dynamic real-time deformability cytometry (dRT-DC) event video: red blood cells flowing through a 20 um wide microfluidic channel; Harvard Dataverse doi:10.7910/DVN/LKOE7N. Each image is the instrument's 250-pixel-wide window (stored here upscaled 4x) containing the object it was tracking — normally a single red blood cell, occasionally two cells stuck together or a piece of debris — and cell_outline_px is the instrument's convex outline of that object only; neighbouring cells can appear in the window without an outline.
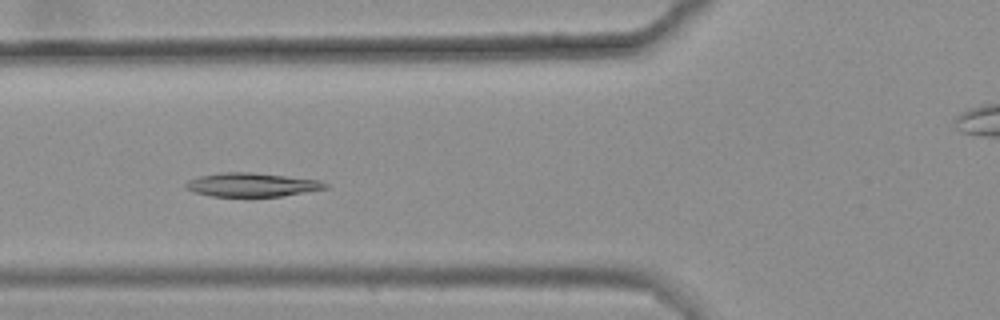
{"species": "common noctule bat (a hibernating species)", "species_latin": "Nyctalus noctula", "temperature_condition": "warm", "stored_images_in_passage": 10, "camera_frame_rate_fps": 3000, "um_per_image_px": 0.085, "animal": {"sex": "female", "body_mass_g": 25.1}, "frame": {"image": 1, "passage_image": 5, "time_ms": 1.333, "image_size_px": [1000, 320], "cell_outline_px": [[328, 188], [280, 196], [212, 196], [196, 192], [184, 188], [184, 184], [188, 180], [200, 176], [224, 172], [252, 172], [320, 180], [328, 184]], "centroid_in_image_um": [21.4, 15.7], "position_along_channel_um": 104.4, "area_um2": 19.13}}
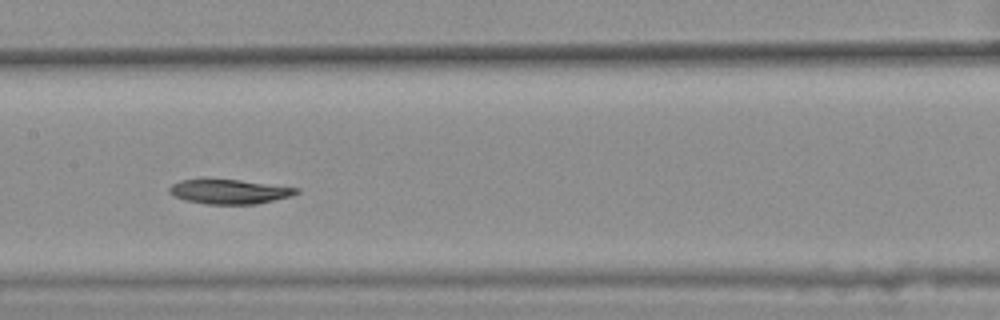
{"frame": {"image": 2, "passage_image": 7, "time_ms": 2.0, "image_size_px": [1000, 320], "cell_outline_px": [[300, 192], [292, 196], [256, 204], [208, 204], [184, 200], [168, 192], [168, 188], [172, 184], [180, 180], [200, 176], [240, 180], [300, 188]], "centroid_in_image_um": [19.44, 16.24], "position_along_channel_um": 188.0, "area_um2": 18.84}}
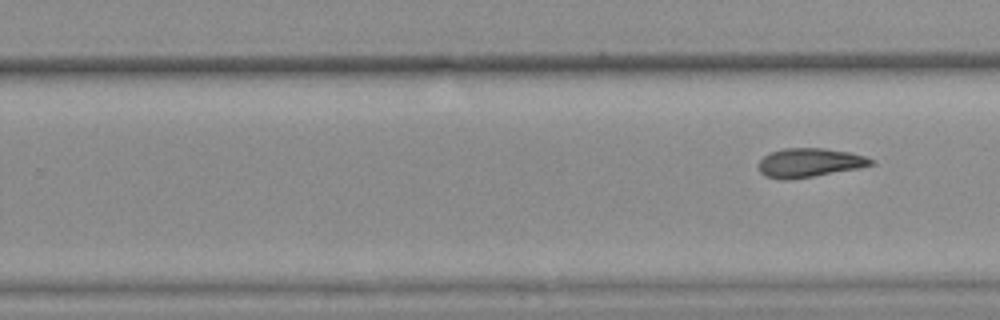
{"frame": {"image": 3, "passage_image": 10, "time_ms": 3.0, "image_size_px": [1000, 320], "cell_outline_px": [[876, 164], [860, 168], [792, 180], [776, 180], [764, 176], [760, 172], [760, 160], [764, 156], [772, 152], [784, 148], [824, 148], [848, 152], [864, 156], [876, 160]], "centroid_in_image_um": [68.83, 13.85], "position_along_channel_um": 261.0, "area_um2": 19.19}}